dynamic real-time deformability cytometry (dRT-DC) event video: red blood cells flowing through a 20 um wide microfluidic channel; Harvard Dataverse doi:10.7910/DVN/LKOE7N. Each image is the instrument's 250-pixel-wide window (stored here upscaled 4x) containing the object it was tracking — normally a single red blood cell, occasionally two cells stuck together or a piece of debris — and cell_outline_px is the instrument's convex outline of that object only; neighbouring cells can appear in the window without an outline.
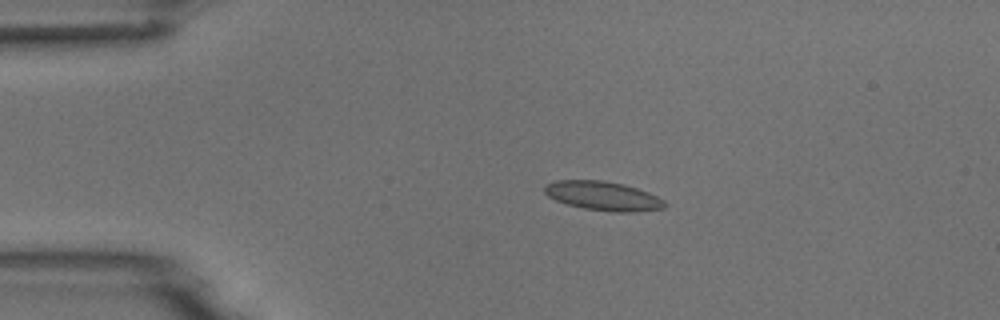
{"species": "common noctule bat (a hibernating species)", "species_latin": "Nyctalus noctula", "temperature_condition": "room temperature", "stored_images_in_passage": 3, "camera_frame_rate_fps": 3000, "um_per_image_px": 0.085, "animal": {"sex": "male", "body_mass_g": 18.8}, "frame": {"image": 1, "passage_image": 2, "time_ms": 1.333, "image_size_px": [1000, 320], "cell_outline_px": [[668, 204], [664, 208], [636, 212], [616, 212], [584, 208], [568, 204], [556, 200], [548, 196], [544, 192], [544, 184], [556, 180], [604, 180], [624, 184], [648, 192], [664, 200]], "centroid_in_image_um": [51.26, 16.64], "position_along_channel_um": 33.7, "area_um2": 20.4}}